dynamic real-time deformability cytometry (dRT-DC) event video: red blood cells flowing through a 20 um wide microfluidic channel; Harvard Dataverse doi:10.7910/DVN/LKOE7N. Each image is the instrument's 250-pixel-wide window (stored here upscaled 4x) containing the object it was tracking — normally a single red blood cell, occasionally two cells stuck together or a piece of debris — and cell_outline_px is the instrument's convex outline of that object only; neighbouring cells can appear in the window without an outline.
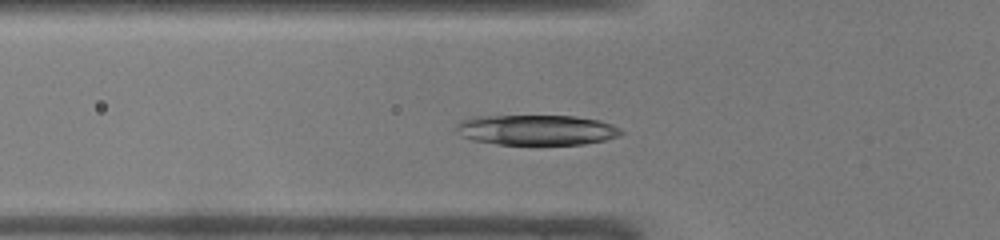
{"species": "common noctule bat (a hibernating species)", "species_latin": "Nyctalus noctula", "temperature_condition": "warm", "stored_images_in_passage": 36, "camera_frame_rate_fps": 3000, "um_per_image_px": 0.085, "animal": {"sex": "male", "body_mass_g": 19.0, "forearm_length_mm": 50.8}, "frame": {"image": 1, "passage_image": 5, "time_ms": 1.333, "image_size_px": [1000, 240], "cell_outline_px": [[624, 132], [620, 136], [604, 140], [584, 144], [496, 144], [472, 140], [464, 136], [456, 128], [456, 124], [472, 116], [576, 116], [600, 120], [612, 124], [620, 128]], "centroid_in_image_um": [45.66, 11.04], "position_along_channel_um": 80.1, "area_um2": 29.02}}
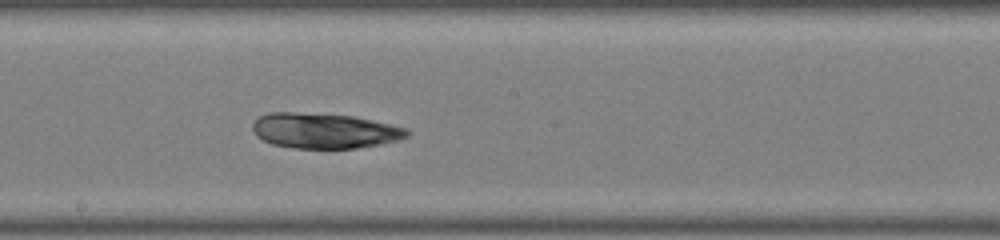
{"frame": {"image": 2, "passage_image": 15, "time_ms": 4.667, "image_size_px": [1000, 240], "cell_outline_px": [[408, 136], [396, 140], [380, 144], [356, 148], [292, 148], [272, 144], [256, 136], [252, 128], [252, 124], [260, 116], [268, 112], [292, 112], [352, 116], [372, 120], [408, 128]], "centroid_in_image_um": [27.54, 11.11], "position_along_channel_um": 220.7, "area_um2": 31.56}}
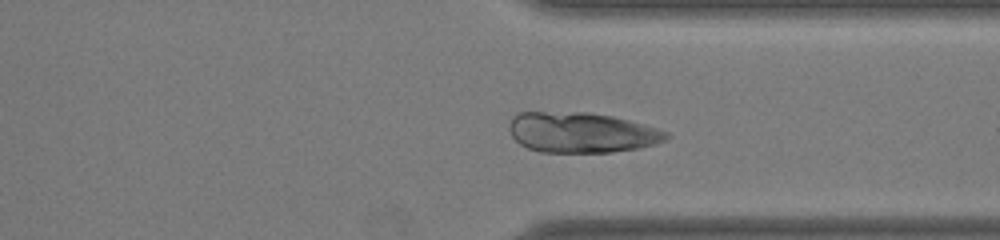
{"frame": {"image": 3, "passage_image": 25, "time_ms": 8.0, "image_size_px": [1000, 240], "cell_outline_px": [[668, 136], [664, 140], [656, 144], [640, 148], [612, 152], [540, 152], [528, 148], [520, 144], [512, 136], [508, 128], [512, 116], [516, 112], [588, 112], [612, 116], [628, 120], [656, 128], [668, 132]], "centroid_in_image_um": [49.39, 11.26], "position_along_channel_um": 362.0, "area_um2": 36.99}}